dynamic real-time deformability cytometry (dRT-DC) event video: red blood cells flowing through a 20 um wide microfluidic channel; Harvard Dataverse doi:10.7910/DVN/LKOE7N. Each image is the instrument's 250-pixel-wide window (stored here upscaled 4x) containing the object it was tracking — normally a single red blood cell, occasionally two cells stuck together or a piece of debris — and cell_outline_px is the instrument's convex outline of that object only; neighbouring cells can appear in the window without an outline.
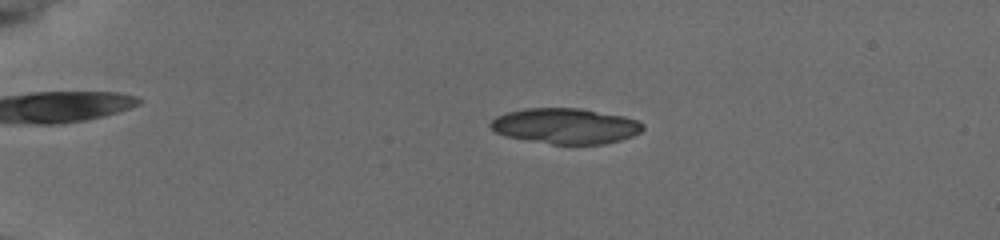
{"species": "common noctule bat (a hibernating species)", "species_latin": "Nyctalus noctula", "temperature_condition": "cold", "stored_images_in_passage": 56, "camera_frame_rate_fps": 3000, "um_per_image_px": 0.085, "animal": {"sex": "female", "body_mass_g": 19.5, "forearm_length_mm": 54.1}, "frame": {"image": 1, "passage_image": 14, "time_ms": 4.333, "image_size_px": [1000, 240], "cell_outline_px": [[644, 128], [640, 132], [632, 136], [620, 140], [604, 144], [552, 144], [508, 136], [496, 132], [488, 124], [496, 116], [508, 112], [524, 108], [580, 108], [624, 116], [640, 120], [644, 124]], "centroid_in_image_um": [48.11, 10.7], "position_along_channel_um": 36.9, "area_um2": 31.5}}
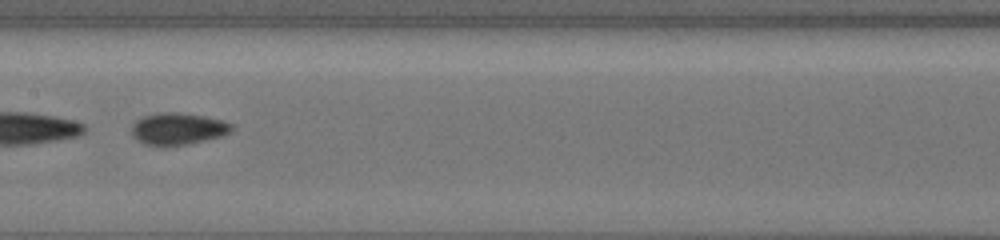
{"frame": {"image": 2, "passage_image": 32, "time_ms": 10.333, "image_size_px": [1000, 240], "cell_outline_px": [[232, 128], [228, 132], [220, 136], [188, 144], [164, 148], [160, 148], [144, 144], [132, 136], [132, 124], [136, 120], [144, 116], [160, 112], [180, 112], [204, 116], [224, 120], [232, 124]], "centroid_in_image_um": [15.07, 10.96], "position_along_channel_um": 192.3, "area_um2": 18.9}}
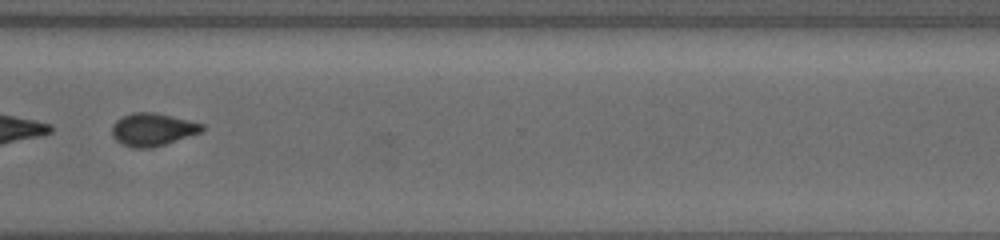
{"frame": {"image": 3, "passage_image": 45, "time_ms": 14.667, "image_size_px": [1000, 240], "cell_outline_px": [[204, 132], [152, 148], [132, 148], [116, 140], [112, 136], [112, 124], [116, 120], [132, 112], [156, 112], [204, 124]], "centroid_in_image_um": [12.99, 11.01], "position_along_channel_um": 357.6, "area_um2": 17.34}, "authors_computed_cell_mechanics": {"area_um2": 29.2468, "velocity_mm_per_s": 3.8245, "shape_relaxation_time_tau1_ms": 4.2202, "shape_relaxation_time_tau2_ms": 3.6583, "deformation_change_tau1": 0.1037, "deformation_change_tau2": 0.0564}}